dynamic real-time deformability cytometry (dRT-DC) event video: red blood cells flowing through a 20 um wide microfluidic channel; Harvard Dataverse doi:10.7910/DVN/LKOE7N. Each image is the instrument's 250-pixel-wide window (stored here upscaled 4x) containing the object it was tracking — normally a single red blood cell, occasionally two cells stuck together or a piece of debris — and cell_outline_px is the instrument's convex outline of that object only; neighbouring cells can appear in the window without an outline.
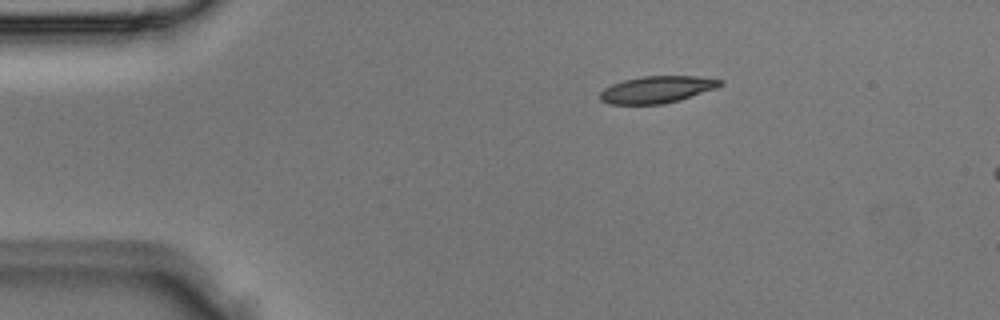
{"species": "Egyptian fruit bat (a non-hibernating species)", "species_latin": "Rousettus aegyptiacus", "temperature_condition": "room temperature", "stored_images_in_passage": 2, "camera_frame_rate_fps": 3000, "um_per_image_px": 0.085, "animal": {"sex": "male"}, "frame": {"image": 1, "passage_image": 1, "time_ms": 0.0, "image_size_px": [1000, 320], "cell_outline_px": [[724, 84], [716, 88], [680, 100], [664, 104], [612, 104], [600, 100], [600, 92], [604, 88], [612, 84], [624, 80], [644, 76], [696, 76], [724, 80]], "centroid_in_image_um": [55.87, 7.61], "position_along_channel_um": 29.1, "area_um2": 18.84}}